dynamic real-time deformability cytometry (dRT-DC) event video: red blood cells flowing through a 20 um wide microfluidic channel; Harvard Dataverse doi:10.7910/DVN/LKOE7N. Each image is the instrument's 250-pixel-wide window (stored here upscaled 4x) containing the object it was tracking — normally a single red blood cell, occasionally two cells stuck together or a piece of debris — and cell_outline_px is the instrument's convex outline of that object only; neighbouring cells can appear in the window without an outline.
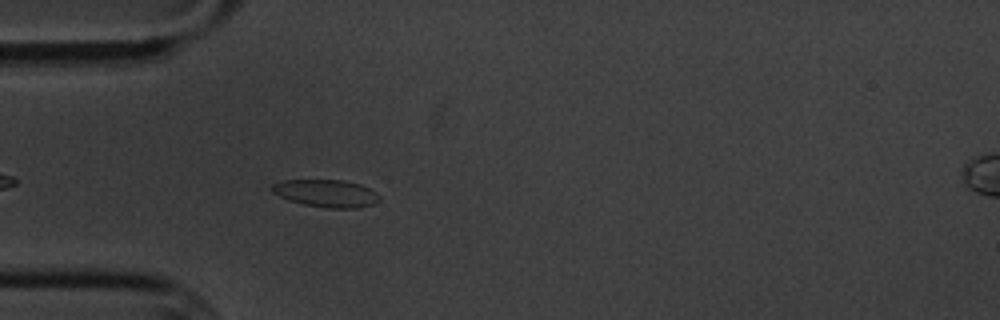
{"species": "common noctule bat (a hibernating species)", "species_latin": "Nyctalus noctula", "temperature_condition": "cold", "stored_images_in_passage": 5, "camera_frame_rate_fps": 3000, "um_per_image_px": 0.085, "animal": {"sex": "male", "body_mass_g": 20.1, "forearm_length_mm": 53.5}, "frame": {"image": 1, "passage_image": 5, "time_ms": 5.333, "image_size_px": [1000, 320], "cell_outline_px": [[380, 200], [372, 204], [356, 208], [328, 208], [304, 204], [288, 200], [272, 192], [272, 184], [284, 180], [344, 180], [360, 184], [376, 192], [380, 196]], "centroid_in_image_um": [27.74, 16.43], "position_along_channel_um": 57.3, "area_um2": 17.11}}